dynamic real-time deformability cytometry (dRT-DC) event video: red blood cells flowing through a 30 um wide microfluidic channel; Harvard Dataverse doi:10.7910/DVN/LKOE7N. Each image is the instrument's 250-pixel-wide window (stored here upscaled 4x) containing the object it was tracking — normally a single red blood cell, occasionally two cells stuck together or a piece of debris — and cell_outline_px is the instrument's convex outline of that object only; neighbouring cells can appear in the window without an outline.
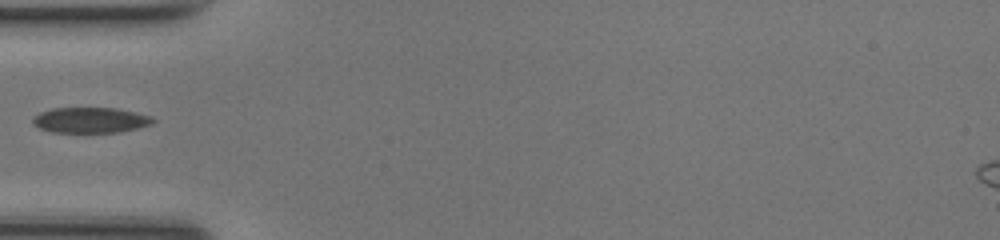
{"species": "common noctule bat (a hibernating species)", "species_latin": "Nyctalus noctula", "temperature_condition": "room temperature", "stored_images_in_passage": 33, "camera_frame_rate_fps": 3000, "um_per_image_px": 0.085, "animal": {"sex": "female", "body_mass_g": 17.0, "forearm_length_mm": 48.0}, "frame": {"image": 1, "passage_image": 1, "time_ms": 0.0, "image_size_px": [1000, 240], "cell_outline_px": [[156, 120], [152, 124], [120, 132], [52, 132], [40, 128], [32, 124], [32, 116], [40, 112], [52, 108], [116, 108], [136, 112], [152, 116]], "centroid_in_image_um": [7.68, 10.2], "position_along_channel_um": 77.3, "area_um2": 17.98}}
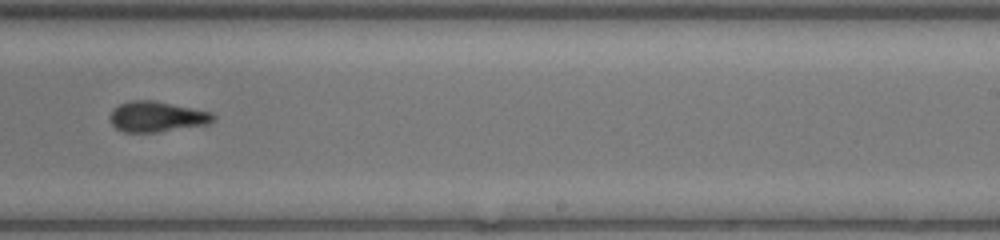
{"frame": {"image": 2, "passage_image": 15, "time_ms": 4.667, "image_size_px": [1000, 240], "cell_outline_px": [[216, 116], [208, 124], [156, 132], [124, 132], [116, 128], [112, 124], [112, 112], [120, 104], [132, 100], [152, 100], [212, 112]], "centroid_in_image_um": [13.35, 9.92], "position_along_channel_um": 275.6, "area_um2": 17.92}}
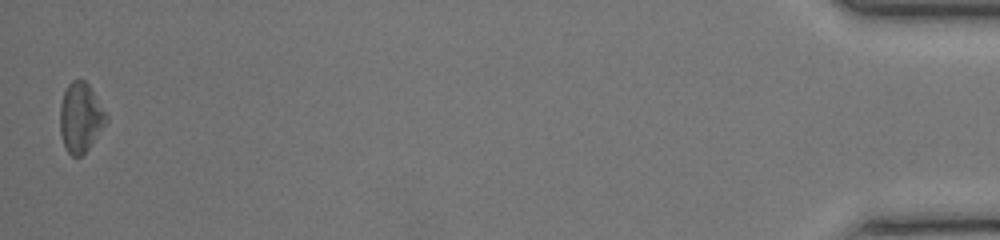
{"frame": {"image": 3, "passage_image": 33, "time_ms": 10.667, "image_size_px": [1000, 240], "cell_outline_px": [[108, 120], [88, 148], [80, 156], [72, 156], [68, 152], [64, 144], [60, 132], [60, 104], [64, 92], [68, 84], [72, 80], [84, 80], [88, 84], [108, 116]], "centroid_in_image_um": [6.83, 9.97], "position_along_channel_um": 428.4, "area_um2": 18.38}}